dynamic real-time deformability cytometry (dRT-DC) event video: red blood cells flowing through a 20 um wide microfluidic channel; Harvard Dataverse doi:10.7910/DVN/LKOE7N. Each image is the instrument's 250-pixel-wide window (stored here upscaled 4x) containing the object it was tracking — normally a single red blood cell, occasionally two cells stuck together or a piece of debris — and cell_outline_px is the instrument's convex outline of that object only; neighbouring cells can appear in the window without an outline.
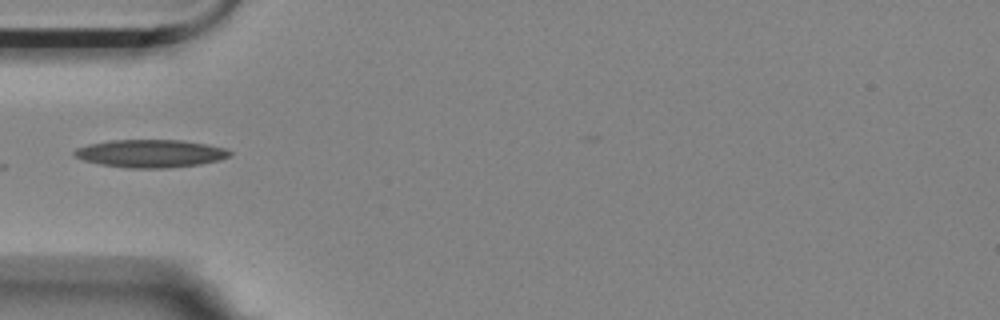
{"species": "Egyptian fruit bat (a non-hibernating species)", "species_latin": "Rousettus aegyptiacus", "temperature_condition": "room temperature", "stored_images_in_passage": 6, "camera_frame_rate_fps": 3000, "um_per_image_px": 0.085, "animal": {"sex": "female"}, "frame": {"image": 1, "passage_image": 5, "time_ms": 1.333, "image_size_px": [1000, 320], "cell_outline_px": [[232, 152], [228, 156], [220, 160], [200, 164], [168, 168], [124, 168], [100, 164], [84, 160], [76, 156], [72, 152], [76, 148], [88, 144], [108, 140], [180, 140], [204, 144], [224, 148]], "centroid_in_image_um": [12.75, 13.05], "position_along_channel_um": 72.2, "area_um2": 25.14}}
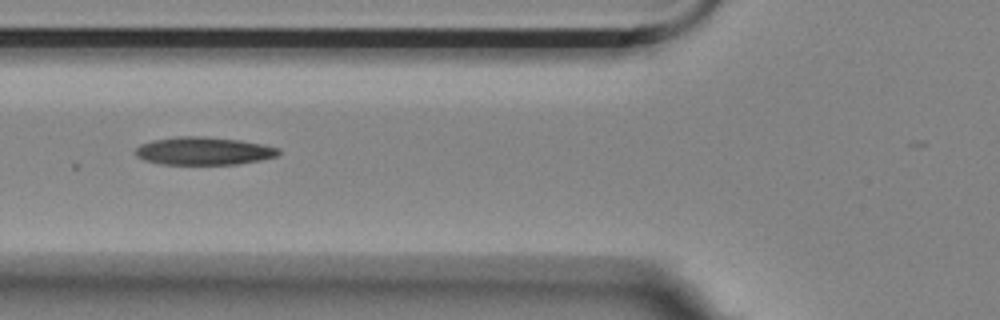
{"frame": {"image": 2, "passage_image": 6, "time_ms": 1.667, "image_size_px": [1000, 320], "cell_outline_px": [[280, 152], [276, 156], [260, 160], [236, 164], [160, 164], [144, 160], [136, 156], [136, 148], [140, 144], [152, 140], [176, 136], [204, 136], [240, 140], [264, 144], [280, 148]], "centroid_in_image_um": [17.3, 12.82], "position_along_channel_um": 108.5, "area_um2": 23.35}}